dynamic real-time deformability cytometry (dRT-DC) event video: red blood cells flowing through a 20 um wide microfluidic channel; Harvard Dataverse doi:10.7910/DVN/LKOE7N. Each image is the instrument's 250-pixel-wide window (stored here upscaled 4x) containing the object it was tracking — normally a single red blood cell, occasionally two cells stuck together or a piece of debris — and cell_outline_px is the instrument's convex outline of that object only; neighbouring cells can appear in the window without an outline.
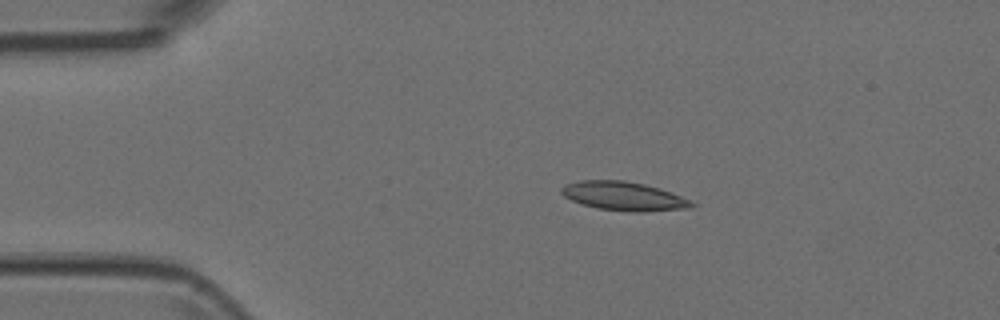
{"species": "Egyptian fruit bat (a non-hibernating species)", "species_latin": "Rousettus aegyptiacus", "temperature_condition": "room temperature", "stored_images_in_passage": 5, "camera_frame_rate_fps": 3000, "um_per_image_px": 0.085, "animal": {"sex": "female"}, "frame": {"image": 1, "passage_image": 2, "time_ms": 0.333, "image_size_px": [1000, 320], "cell_outline_px": [[696, 204], [692, 208], [644, 212], [632, 212], [596, 208], [580, 204], [564, 196], [560, 192], [560, 188], [564, 184], [580, 180], [624, 180], [644, 184], [660, 188], [692, 200]], "centroid_in_image_um": [53.03, 16.67], "position_along_channel_um": 32.0, "area_um2": 22.2}}
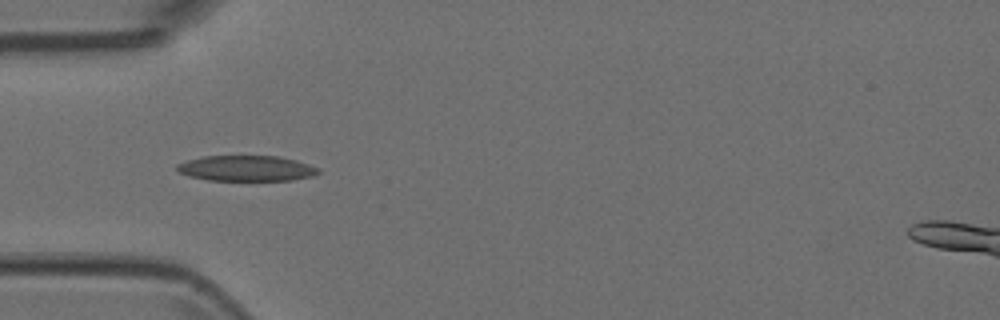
{"frame": {"image": 2, "passage_image": 4, "time_ms": 1.0, "image_size_px": [1000, 320], "cell_outline_px": [[320, 172], [312, 176], [292, 180], [208, 180], [188, 176], [180, 172], [176, 168], [176, 164], [188, 160], [204, 156], [276, 156], [296, 160], [320, 168]], "centroid_in_image_um": [20.95, 14.31], "position_along_channel_um": 64.1, "area_um2": 20.98}}
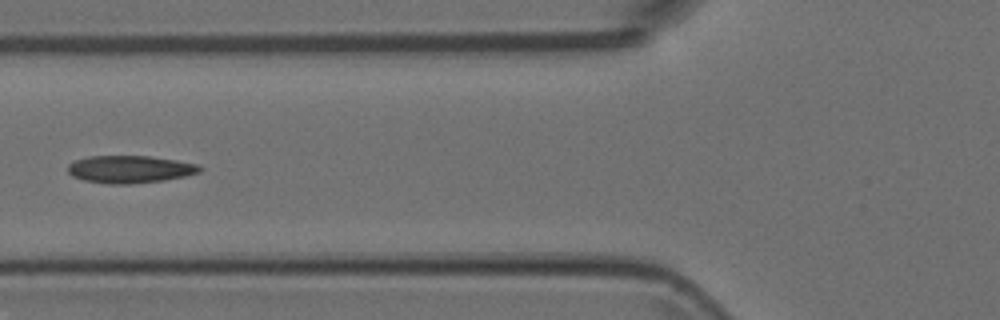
{"frame": {"image": 3, "passage_image": 5, "time_ms": 1.333, "image_size_px": [1000, 320], "cell_outline_px": [[204, 168], [200, 172], [184, 176], [164, 180], [132, 184], [108, 184], [84, 180], [72, 176], [68, 172], [68, 164], [76, 160], [88, 156], [148, 156], [176, 160], [200, 164]], "centroid_in_image_um": [11.06, 14.39], "position_along_channel_um": 114.7, "area_um2": 21.21}}